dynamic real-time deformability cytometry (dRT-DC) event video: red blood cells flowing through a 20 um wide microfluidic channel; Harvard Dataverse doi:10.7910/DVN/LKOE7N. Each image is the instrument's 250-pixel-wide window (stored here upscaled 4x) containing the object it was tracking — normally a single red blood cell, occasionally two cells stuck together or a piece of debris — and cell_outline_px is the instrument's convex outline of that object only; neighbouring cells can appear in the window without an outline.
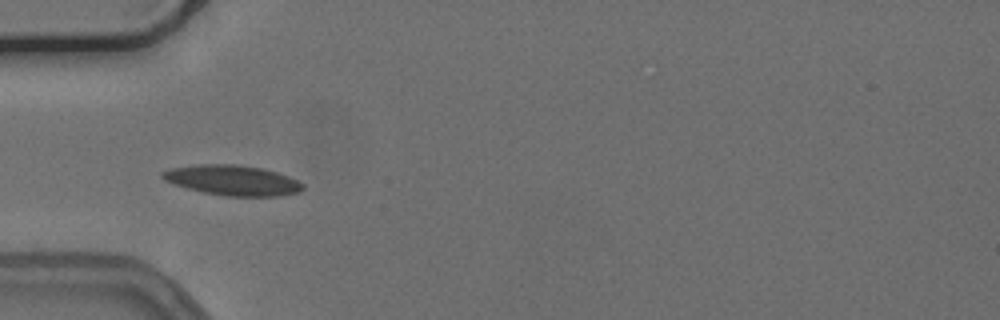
{"species": "common noctule bat (a hibernating species)", "species_latin": "Nyctalus noctula", "temperature_condition": "cold", "stored_images_in_passage": 16, "camera_frame_rate_fps": 3000, "um_per_image_px": 0.085, "animal": {"sex": "female", "body_mass_g": 24.6, "forearm_length_mm": 56.2}, "frame": {"image": 1, "passage_image": 3, "time_ms": 0.667, "image_size_px": [1000, 320], "cell_outline_px": [[304, 188], [300, 192], [280, 196], [224, 196], [204, 192], [188, 188], [164, 180], [160, 176], [160, 172], [172, 168], [196, 164], [236, 164], [260, 168], [276, 172], [288, 176], [304, 184]], "centroid_in_image_um": [19.77, 15.32], "position_along_channel_um": 65.2, "area_um2": 24.62}}